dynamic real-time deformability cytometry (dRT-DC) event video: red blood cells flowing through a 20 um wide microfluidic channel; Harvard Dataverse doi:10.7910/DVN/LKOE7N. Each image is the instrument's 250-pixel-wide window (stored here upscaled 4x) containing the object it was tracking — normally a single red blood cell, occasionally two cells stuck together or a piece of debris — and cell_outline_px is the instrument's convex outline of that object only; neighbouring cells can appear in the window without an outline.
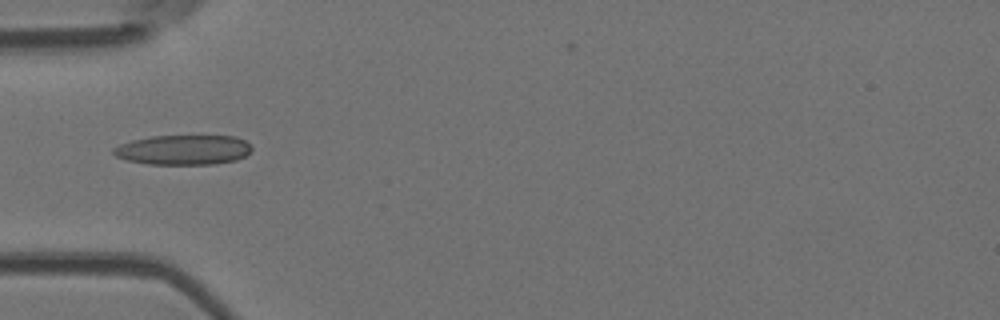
{"species": "Egyptian fruit bat (a non-hibernating species)", "species_latin": "Rousettus aegyptiacus", "temperature_condition": "room temperature", "stored_images_in_passage": 37, "camera_frame_rate_fps": 3000, "um_per_image_px": 0.085, "animal": {"sex": "female"}, "frame": {"image": 1, "passage_image": 1, "time_ms": 0.0, "image_size_px": [1000, 320], "cell_outline_px": [[252, 152], [236, 160], [216, 164], [148, 164], [128, 160], [116, 156], [112, 152], [112, 148], [120, 144], [132, 140], [152, 136], [236, 136], [252, 144]], "centroid_in_image_um": [15.62, 12.73], "position_along_channel_um": 69.4, "area_um2": 24.16}}
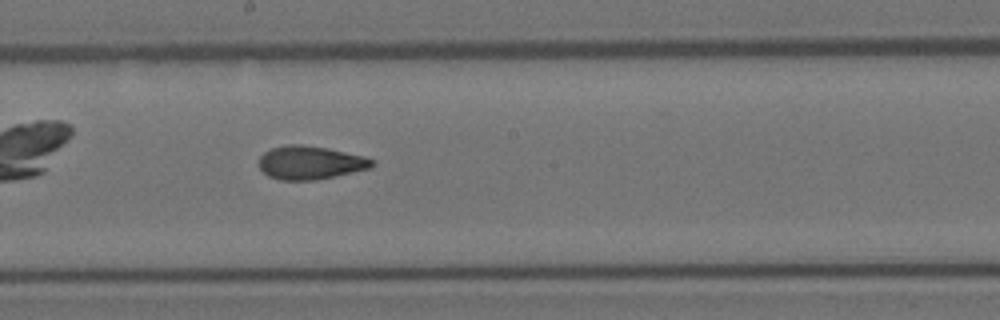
{"frame": {"image": 2, "passage_image": 13, "time_ms": 4.0, "image_size_px": [1000, 320], "cell_outline_px": [[376, 164], [372, 168], [316, 180], [280, 180], [268, 176], [260, 168], [260, 156], [264, 152], [272, 148], [288, 144], [300, 144], [328, 148], [364, 156], [376, 160]], "centroid_in_image_um": [26.41, 13.82], "position_along_channel_um": 221.8, "area_um2": 22.14}}
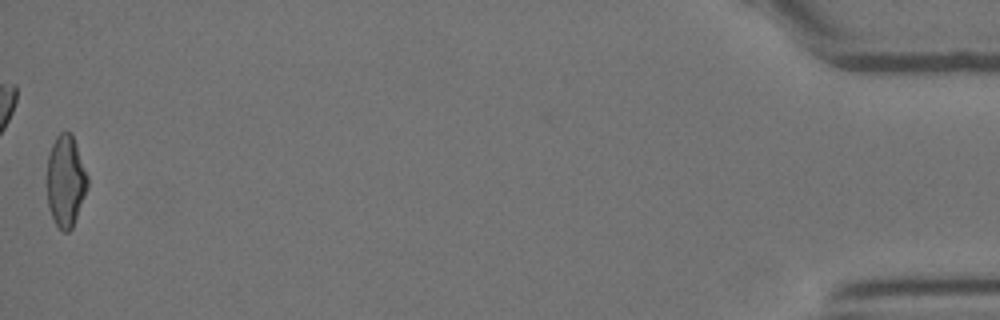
{"frame": {"image": 3, "passage_image": 37, "time_ms": 12.0, "image_size_px": [1000, 320], "cell_outline_px": [[88, 188], [72, 228], [68, 232], [64, 232], [56, 224], [48, 208], [48, 156], [52, 144], [56, 136], [60, 132], [72, 132], [88, 176]], "centroid_in_image_um": [5.6, 15.37], "position_along_channel_um": 429.6, "area_um2": 21.56}, "authors_computed_cell_mechanics": {"area_um2": 21.9062, "velocity_mm_per_s": 3.795, "shape_relaxation_time_tau1_ms": 10.8065, "shape_relaxation_time_tau2_ms": 1.978, "deformation_change_tau1": 0.2509, "deformation_change_tau2": 0.0931}}